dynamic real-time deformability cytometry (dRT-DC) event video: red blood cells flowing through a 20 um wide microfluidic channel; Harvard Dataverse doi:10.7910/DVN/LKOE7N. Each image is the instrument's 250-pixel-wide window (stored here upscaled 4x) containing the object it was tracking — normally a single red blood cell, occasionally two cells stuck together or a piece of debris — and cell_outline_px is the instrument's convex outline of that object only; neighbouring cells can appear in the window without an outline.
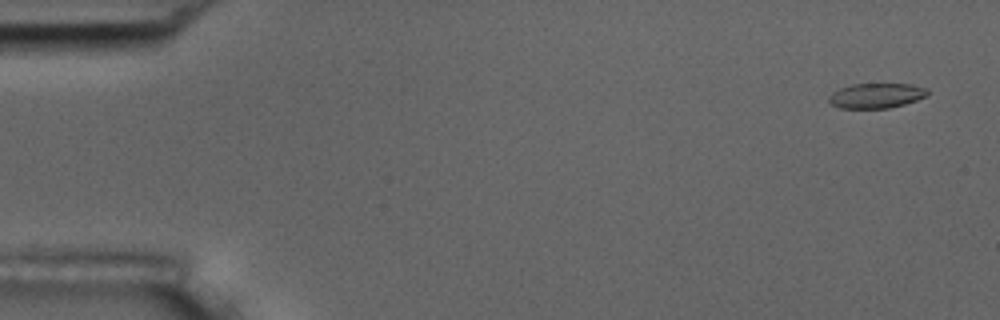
{"species": "common noctule bat (a hibernating species)", "species_latin": "Nyctalus noctula", "temperature_condition": "room temperature", "stored_images_in_passage": 56, "camera_frame_rate_fps": 3000, "um_per_image_px": 0.085, "animal": {"sex": "male", "body_mass_g": 17.5, "forearm_length_mm": 52.3}, "frame": {"image": 1, "passage_image": 3, "time_ms": 0.667, "image_size_px": [1000, 320], "cell_outline_px": [[928, 92], [924, 96], [916, 100], [904, 104], [888, 108], [840, 108], [832, 104], [828, 100], [828, 96], [832, 92], [840, 88], [852, 84], [912, 84], [928, 88]], "centroid_in_image_um": [74.46, 8.12], "position_along_channel_um": 10.5, "area_um2": 14.28}}
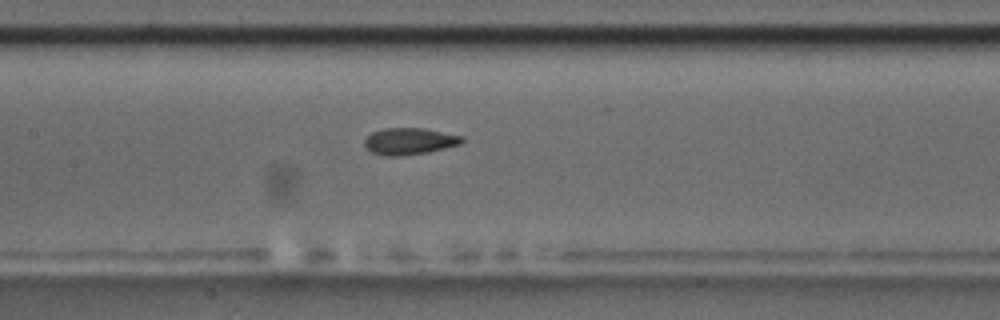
{"frame": {"image": 2, "passage_image": 27, "time_ms": 8.667, "image_size_px": [1000, 320], "cell_outline_px": [[464, 140], [460, 144], [428, 152], [400, 156], [384, 156], [372, 152], [364, 144], [364, 140], [372, 132], [384, 128], [424, 128], [464, 136]], "centroid_in_image_um": [34.81, 12.0], "position_along_channel_um": 172.6, "area_um2": 15.14}}
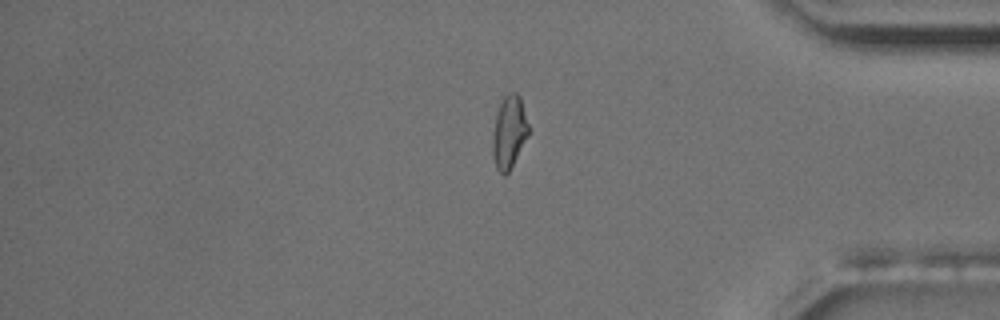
{"frame": {"image": 3, "passage_image": 47, "time_ms": 15.333, "image_size_px": [1000, 320], "cell_outline_px": [[528, 136], [508, 172], [504, 176], [496, 168], [492, 152], [492, 136], [496, 116], [500, 104], [504, 96], [508, 92], [516, 92], [520, 96], [528, 124]], "centroid_in_image_um": [43.26, 11.22], "position_along_channel_um": 391.9, "area_um2": 15.03}, "authors_computed_cell_mechanics": {"area_um2": 15.1436, "velocity_mm_per_s": 3.6434, "shape_relaxation_time_tau1_ms": 6.7885, "shape_relaxation_time_tau2_ms": 2.3962, "deformation_change_tau1": 0.1492, "deformation_change_tau2": 0.0699}}